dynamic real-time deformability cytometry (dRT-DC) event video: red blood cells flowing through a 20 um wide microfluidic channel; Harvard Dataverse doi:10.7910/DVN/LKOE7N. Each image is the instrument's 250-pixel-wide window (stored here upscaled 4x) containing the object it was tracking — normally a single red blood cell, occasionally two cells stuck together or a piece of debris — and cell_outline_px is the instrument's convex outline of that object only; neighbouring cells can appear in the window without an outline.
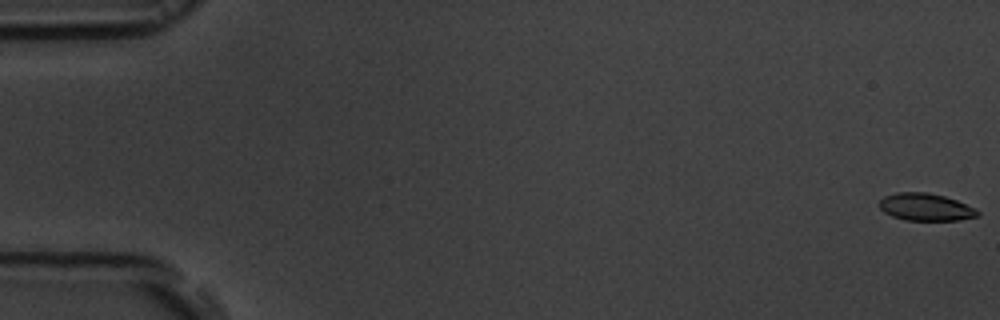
{"species": "common noctule bat (a hibernating species)", "species_latin": "Nyctalus noctula", "temperature_condition": "room temperature", "stored_images_in_passage": 56, "camera_frame_rate_fps": 3000, "um_per_image_px": 0.085, "animal": {"sex": "male", "body_mass_g": 19.5, "forearm_length_mm": 54.6}, "frame": {"image": 1, "passage_image": 1, "time_ms": 0.0, "image_size_px": [1000, 320], "cell_outline_px": [[980, 216], [960, 220], [904, 220], [892, 216], [884, 212], [880, 208], [880, 200], [884, 196], [896, 192], [928, 192], [944, 196], [956, 200], [976, 208], [980, 212]], "centroid_in_image_um": [78.7, 17.6], "position_along_channel_um": 6.3, "area_um2": 15.78}}
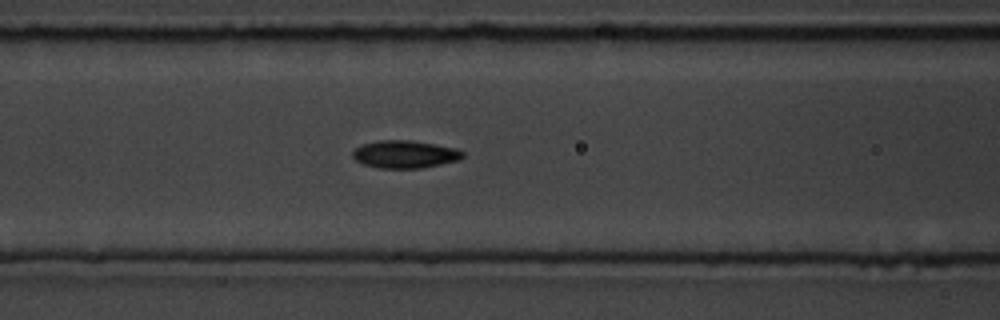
{"frame": {"image": 2, "passage_image": 24, "time_ms": 7.667, "image_size_px": [1000, 320], "cell_outline_px": [[464, 156], [460, 160], [420, 168], [380, 168], [364, 164], [356, 160], [352, 156], [352, 152], [360, 144], [376, 140], [412, 140], [456, 148], [464, 152]], "centroid_in_image_um": [34.41, 13.1], "position_along_channel_um": 132.2, "area_um2": 17.8}}
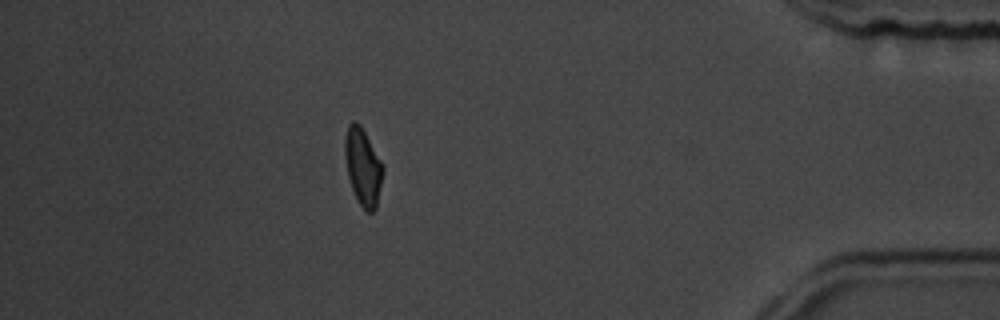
{"frame": {"image": 3, "passage_image": 50, "time_ms": 16.333, "image_size_px": [1000, 320], "cell_outline_px": [[384, 172], [376, 208], [372, 212], [368, 212], [356, 200], [348, 176], [344, 156], [344, 140], [348, 124], [352, 120], [356, 120], [360, 124], [384, 164]], "centroid_in_image_um": [30.85, 14.14], "position_along_channel_um": 404.3, "area_um2": 17.4}, "authors_computed_cell_mechanics": {"area_um2": 16.9065, "velocity_mm_per_s": 3.6774, "shape_relaxation_time_tau1_ms": 3.5926, "shape_relaxation_time_tau2_ms": 5.1726, "deformation_change_tau1": 0.1372, "deformation_change_tau2": 0.0902}}